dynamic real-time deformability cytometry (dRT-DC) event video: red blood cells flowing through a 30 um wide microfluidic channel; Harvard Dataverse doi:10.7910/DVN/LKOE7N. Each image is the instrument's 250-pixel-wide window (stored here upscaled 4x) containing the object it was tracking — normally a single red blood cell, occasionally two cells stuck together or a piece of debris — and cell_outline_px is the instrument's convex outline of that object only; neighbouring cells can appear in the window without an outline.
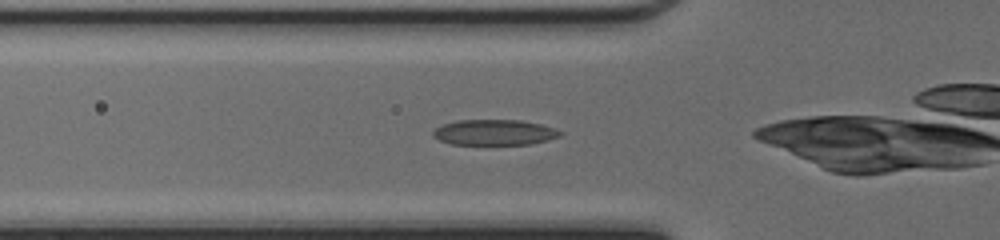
{"species": "common noctule bat (a hibernating species)", "species_latin": "Nyctalus noctula", "temperature_condition": "cold", "stored_images_in_passage": 23, "camera_frame_rate_fps": 3000, "um_per_image_px": 0.085, "animal": {"sex": "female", "body_mass_g": 17.0, "forearm_length_mm": 48.0}, "frame": {"image": 1, "passage_image": 2, "time_ms": 0.333, "image_size_px": [1000, 240], "cell_outline_px": [[564, 132], [560, 136], [548, 140], [532, 144], [452, 144], [440, 140], [432, 136], [432, 132], [436, 128], [444, 124], [456, 120], [520, 120], [540, 124], [556, 128]], "centroid_in_image_um": [42.05, 11.25], "position_along_channel_um": 83.7, "area_um2": 18.96}}
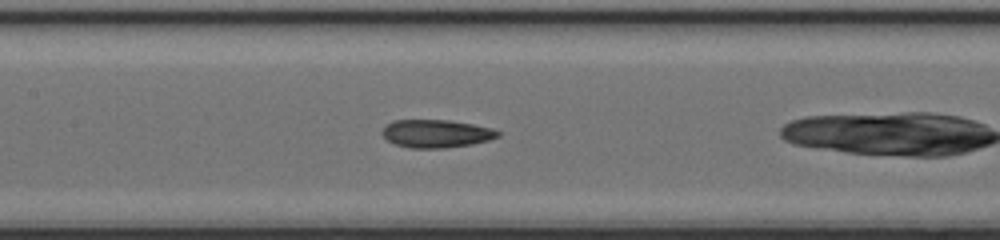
{"frame": {"image": 2, "passage_image": 8, "time_ms": 2.333, "image_size_px": [1000, 240], "cell_outline_px": [[500, 136], [488, 140], [472, 144], [444, 148], [408, 148], [396, 144], [388, 140], [380, 132], [384, 124], [392, 120], [448, 120], [472, 124], [492, 128], [500, 132]], "centroid_in_image_um": [37.04, 11.35], "position_along_channel_um": 170.4, "area_um2": 18.96}}
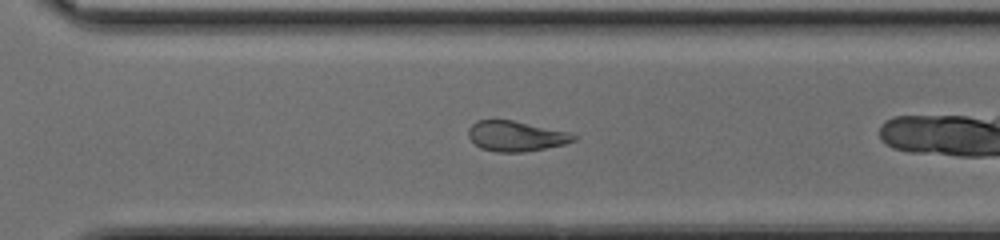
{"frame": {"image": 3, "passage_image": 19, "time_ms": 6.0, "image_size_px": [1000, 240], "cell_outline_px": [[576, 140], [564, 144], [524, 152], [496, 152], [480, 148], [468, 136], [468, 128], [476, 120], [512, 120], [568, 132], [576, 136]], "centroid_in_image_um": [43.82, 11.57], "position_along_channel_um": 326.8, "area_um2": 18.38}}